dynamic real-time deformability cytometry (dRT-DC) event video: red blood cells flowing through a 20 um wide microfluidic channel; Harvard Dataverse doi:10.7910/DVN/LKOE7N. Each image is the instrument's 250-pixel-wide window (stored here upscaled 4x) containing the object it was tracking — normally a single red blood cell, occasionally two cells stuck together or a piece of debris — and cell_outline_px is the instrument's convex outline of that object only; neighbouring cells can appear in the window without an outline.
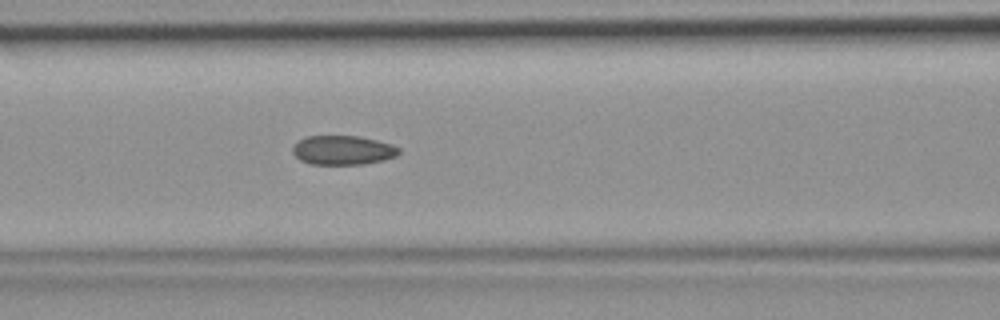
{"species": "common noctule bat (a hibernating species)", "species_latin": "Nyctalus noctula", "temperature_condition": "room temperature", "stored_images_in_passage": 39, "camera_frame_rate_fps": 3000, "um_per_image_px": 0.085, "animal": {"sex": "female", "body_mass_g": 19.9}, "frame": {"image": 1, "passage_image": 12, "time_ms": 3.667, "image_size_px": [1000, 320], "cell_outline_px": [[400, 152], [396, 156], [384, 160], [364, 164], [308, 164], [300, 160], [292, 152], [292, 148], [300, 140], [308, 136], [360, 136], [392, 144], [400, 148]], "centroid_in_image_um": [29.16, 12.77], "position_along_channel_um": 137.4, "area_um2": 18.09}}
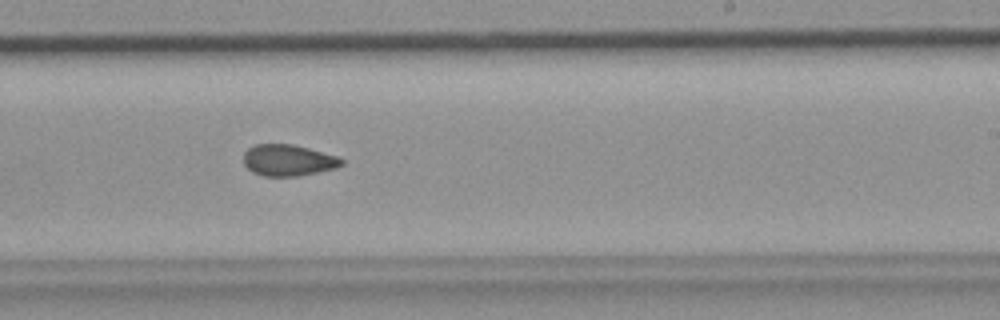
{"frame": {"image": 2, "passage_image": 21, "time_ms": 6.667, "image_size_px": [1000, 320], "cell_outline_px": [[344, 164], [336, 168], [296, 176], [264, 176], [252, 172], [244, 164], [244, 152], [248, 148], [256, 144], [292, 144], [308, 148], [336, 156], [344, 160]], "centroid_in_image_um": [24.48, 13.62], "position_along_channel_um": 264.5, "area_um2": 17.8}}
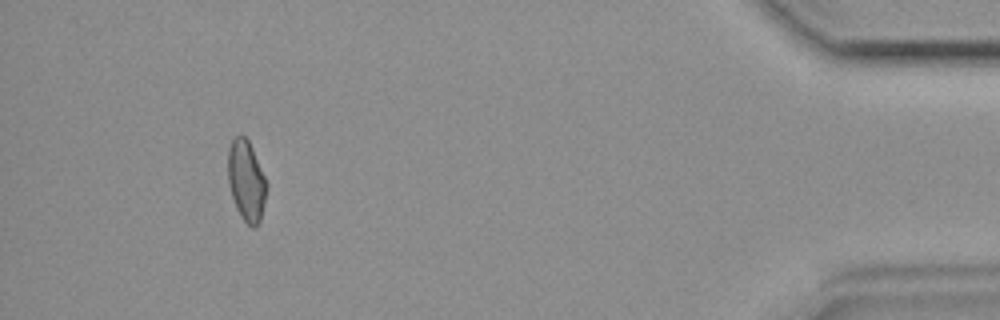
{"frame": {"image": 3, "passage_image": 36, "time_ms": 11.667, "image_size_px": [1000, 320], "cell_outline_px": [[268, 188], [260, 220], [256, 228], [252, 228], [240, 216], [236, 208], [232, 196], [228, 180], [228, 148], [232, 140], [236, 136], [244, 136], [248, 140], [252, 148], [268, 184]], "centroid_in_image_um": [20.95, 15.39], "position_along_channel_um": 414.3, "area_um2": 18.15}}